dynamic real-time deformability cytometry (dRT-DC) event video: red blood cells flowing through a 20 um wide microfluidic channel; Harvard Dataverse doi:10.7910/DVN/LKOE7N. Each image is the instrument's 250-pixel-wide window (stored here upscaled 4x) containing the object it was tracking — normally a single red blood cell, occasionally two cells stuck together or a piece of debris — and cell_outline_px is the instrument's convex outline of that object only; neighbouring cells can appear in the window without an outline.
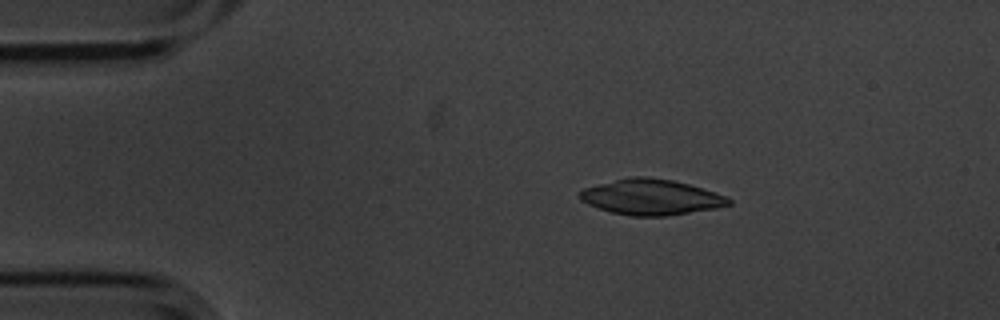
{"species": "common noctule bat (a hibernating species)", "species_latin": "Nyctalus noctula", "temperature_condition": "cold", "stored_images_in_passage": 5, "camera_frame_rate_fps": 3000, "um_per_image_px": 0.085, "animal": {"sex": "male", "body_mass_g": 20.1, "forearm_length_mm": 53.5}, "frame": {"image": 1, "passage_image": 2, "time_ms": 0.333, "image_size_px": [1000, 320], "cell_outline_px": [[732, 204], [716, 208], [668, 216], [632, 216], [612, 212], [596, 208], [580, 200], [580, 192], [584, 188], [632, 176], [644, 176], [672, 180], [688, 184], [724, 196], [732, 200]], "centroid_in_image_um": [55.33, 16.76], "position_along_channel_um": 29.7, "area_um2": 30.52}}